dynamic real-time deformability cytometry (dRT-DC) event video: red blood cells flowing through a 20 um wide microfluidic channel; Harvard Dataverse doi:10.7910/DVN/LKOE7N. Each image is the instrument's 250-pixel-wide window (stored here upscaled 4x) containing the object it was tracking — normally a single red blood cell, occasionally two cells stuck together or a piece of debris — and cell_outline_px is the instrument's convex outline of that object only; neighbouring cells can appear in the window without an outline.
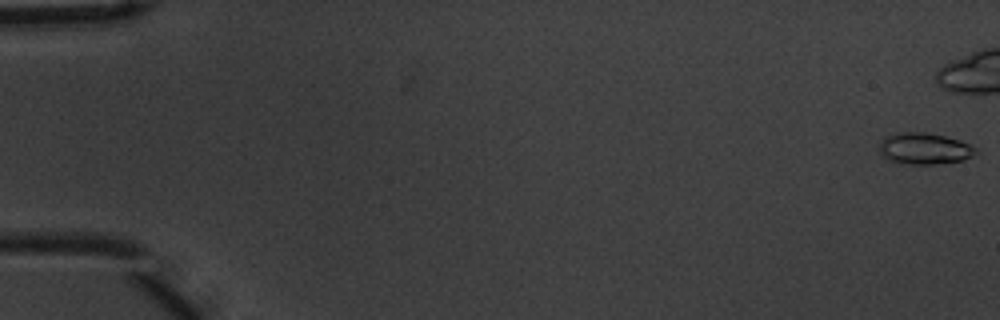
{"species": "common noctule bat (a hibernating species)", "species_latin": "Nyctalus noctula", "temperature_condition": "warm", "stored_images_in_passage": 45, "camera_frame_rate_fps": 3000, "um_per_image_px": 0.085, "animal": {"sex": "male", "body_mass_g": 20.1, "forearm_length_mm": 53.5}, "frame": {"image": 1, "passage_image": 1, "time_ms": 0.0, "image_size_px": [1000, 320], "cell_outline_px": [[976, 152], [972, 156], [964, 160], [932, 164], [908, 164], [888, 160], [880, 156], [880, 140], [884, 136], [896, 132], [928, 132], [960, 140], [976, 148]], "centroid_in_image_um": [78.52, 12.62], "position_along_channel_um": 6.5, "area_um2": 17.8}}
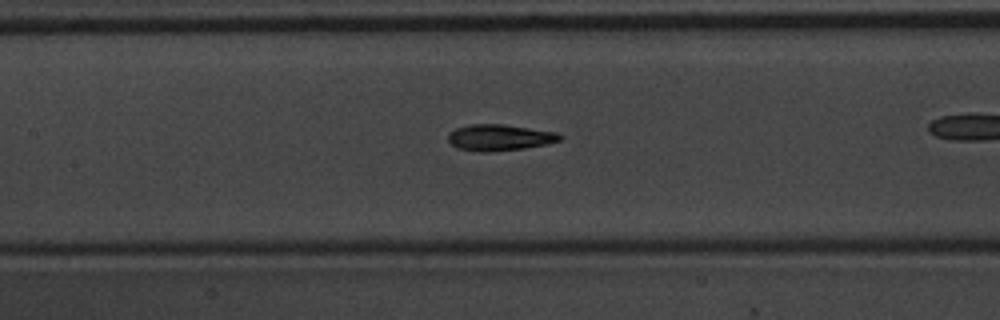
{"frame": {"image": 2, "passage_image": 27, "time_ms": 8.667, "image_size_px": [1000, 320], "cell_outline_px": [[564, 136], [560, 140], [548, 144], [524, 148], [484, 152], [480, 152], [456, 148], [448, 140], [448, 132], [456, 128], [468, 124], [500, 124], [560, 132]], "centroid_in_image_um": [42.47, 11.68], "position_along_channel_um": 164.9, "area_um2": 17.22}}
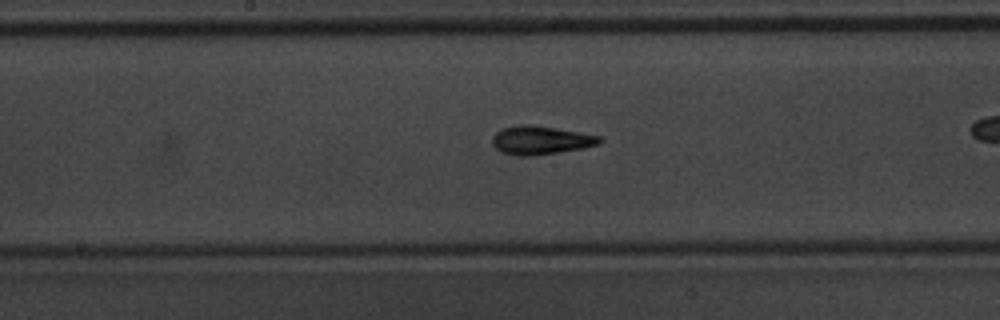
{"frame": {"image": 3, "passage_image": 30, "time_ms": 9.667, "image_size_px": [1000, 320], "cell_outline_px": [[604, 140], [600, 144], [584, 148], [560, 152], [532, 156], [516, 156], [500, 152], [492, 144], [492, 136], [496, 132], [504, 128], [520, 124], [528, 124], [556, 128], [580, 132], [600, 136]], "centroid_in_image_um": [45.97, 11.93], "position_along_channel_um": 202.2, "area_um2": 18.03}}